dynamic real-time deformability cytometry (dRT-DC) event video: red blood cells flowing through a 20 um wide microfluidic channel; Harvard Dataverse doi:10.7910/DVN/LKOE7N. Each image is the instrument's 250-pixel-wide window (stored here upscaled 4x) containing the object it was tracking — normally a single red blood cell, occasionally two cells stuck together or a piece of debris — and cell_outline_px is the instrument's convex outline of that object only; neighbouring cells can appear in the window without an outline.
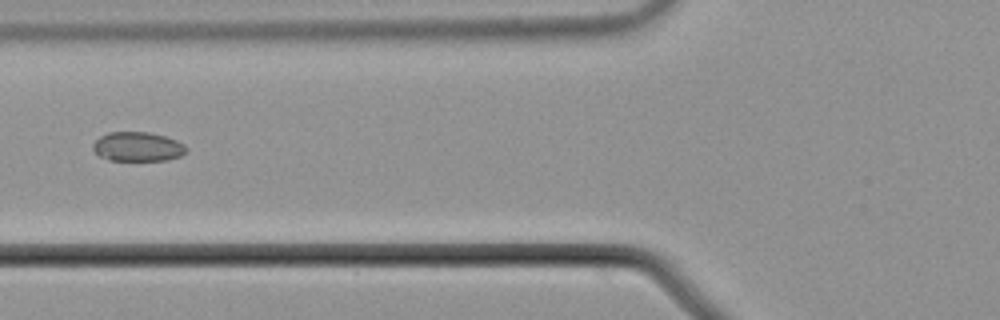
{"species": "common noctule bat (a hibernating species)", "species_latin": "Nyctalus noctula", "temperature_condition": "cold", "stored_images_in_passage": 5, "camera_frame_rate_fps": 3000, "um_per_image_px": 0.085, "animal": {"sex": "male", "body_mass_g": 21.5, "forearm_length_mm": 52.0}, "frame": {"image": 1, "passage_image": 3, "time_ms": 0.667, "image_size_px": [1000, 320], "cell_outline_px": [[188, 152], [180, 156], [168, 160], [108, 160], [100, 156], [92, 148], [92, 144], [100, 136], [108, 132], [148, 132], [164, 136], [176, 140], [184, 144], [188, 148]], "centroid_in_image_um": [11.72, 12.47], "position_along_channel_um": 114.1, "area_um2": 16.01}}
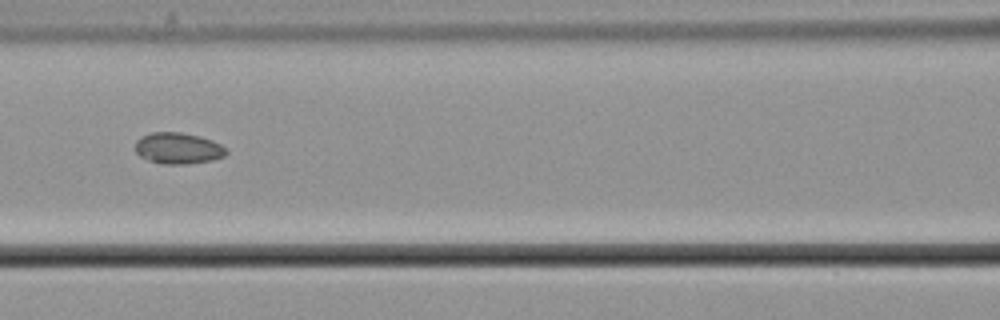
{"frame": {"image": 2, "passage_image": 4, "time_ms": 1.0, "image_size_px": [1000, 320], "cell_outline_px": [[228, 152], [224, 156], [212, 160], [188, 164], [164, 164], [148, 160], [140, 156], [136, 152], [136, 140], [140, 136], [152, 132], [180, 132], [200, 136], [212, 140], [220, 144]], "centroid_in_image_um": [15.12, 12.6], "position_along_channel_um": 151.5, "area_um2": 16.59}}
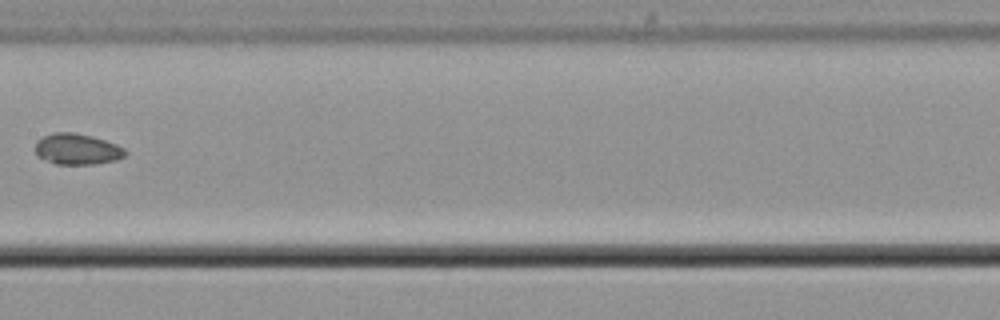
{"frame": {"image": 3, "passage_image": 5, "time_ms": 1.333, "image_size_px": [1000, 320], "cell_outline_px": [[128, 152], [124, 156], [116, 160], [92, 164], [56, 164], [36, 156], [36, 140], [52, 132], [76, 132], [92, 136], [116, 144], [124, 148]], "centroid_in_image_um": [6.54, 12.66], "position_along_channel_um": 200.9, "area_um2": 16.3}}